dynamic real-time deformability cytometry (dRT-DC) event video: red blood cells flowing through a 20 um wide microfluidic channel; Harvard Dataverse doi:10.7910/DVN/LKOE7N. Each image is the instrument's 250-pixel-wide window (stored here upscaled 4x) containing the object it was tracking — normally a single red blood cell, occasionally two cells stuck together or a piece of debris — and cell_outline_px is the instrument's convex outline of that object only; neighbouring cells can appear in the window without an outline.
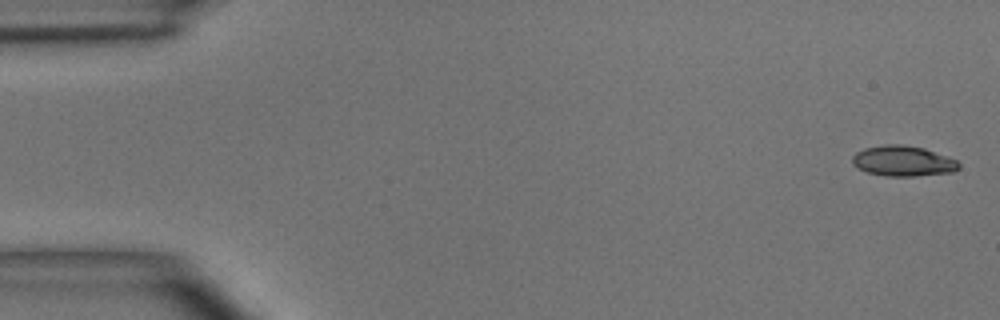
{"species": "common noctule bat (a hibernating species)", "species_latin": "Nyctalus noctula", "temperature_condition": "room temperature", "stored_images_in_passage": 5, "segment_of_instrument_passage": [2, 2], "camera_frame_rate_fps": 3000, "um_per_image_px": 0.085, "animal": {"sex": "male", "body_mass_g": 15.6}, "frame": {"image": 1, "passage_image": 5, "time_ms": 5.333, "image_size_px": [1000, 320], "cell_outline_px": [[960, 168], [952, 172], [912, 176], [888, 176], [868, 172], [852, 164], [852, 156], [856, 152], [864, 148], [884, 144], [900, 144], [924, 148], [948, 156], [956, 160], [960, 164]], "centroid_in_image_um": [76.76, 13.67], "position_along_channel_um": 8.2, "area_um2": 18.84}}